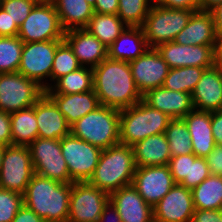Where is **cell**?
Returning a JSON list of instances; mask_svg holds the SVG:
<instances>
[{
    "label": "cell",
    "mask_w": 222,
    "mask_h": 222,
    "mask_svg": "<svg viewBox=\"0 0 222 222\" xmlns=\"http://www.w3.org/2000/svg\"><path fill=\"white\" fill-rule=\"evenodd\" d=\"M93 89L100 105L118 110L142 100L131 74L130 64L106 58L93 68Z\"/></svg>",
    "instance_id": "cell-1"
},
{
    "label": "cell",
    "mask_w": 222,
    "mask_h": 222,
    "mask_svg": "<svg viewBox=\"0 0 222 222\" xmlns=\"http://www.w3.org/2000/svg\"><path fill=\"white\" fill-rule=\"evenodd\" d=\"M72 183L34 174L23 194L24 205L45 222H67Z\"/></svg>",
    "instance_id": "cell-2"
},
{
    "label": "cell",
    "mask_w": 222,
    "mask_h": 222,
    "mask_svg": "<svg viewBox=\"0 0 222 222\" xmlns=\"http://www.w3.org/2000/svg\"><path fill=\"white\" fill-rule=\"evenodd\" d=\"M135 169L133 147L119 143L102 149L98 164L88 182L110 195L132 184Z\"/></svg>",
    "instance_id": "cell-3"
},
{
    "label": "cell",
    "mask_w": 222,
    "mask_h": 222,
    "mask_svg": "<svg viewBox=\"0 0 222 222\" xmlns=\"http://www.w3.org/2000/svg\"><path fill=\"white\" fill-rule=\"evenodd\" d=\"M120 110L100 105L70 126V133L101 149L120 143Z\"/></svg>",
    "instance_id": "cell-4"
},
{
    "label": "cell",
    "mask_w": 222,
    "mask_h": 222,
    "mask_svg": "<svg viewBox=\"0 0 222 222\" xmlns=\"http://www.w3.org/2000/svg\"><path fill=\"white\" fill-rule=\"evenodd\" d=\"M170 120L164 112L149 107L141 100L120 110V143L132 147L151 135L165 133Z\"/></svg>",
    "instance_id": "cell-5"
},
{
    "label": "cell",
    "mask_w": 222,
    "mask_h": 222,
    "mask_svg": "<svg viewBox=\"0 0 222 222\" xmlns=\"http://www.w3.org/2000/svg\"><path fill=\"white\" fill-rule=\"evenodd\" d=\"M193 10L151 5L141 28L149 48L174 40L187 25Z\"/></svg>",
    "instance_id": "cell-6"
},
{
    "label": "cell",
    "mask_w": 222,
    "mask_h": 222,
    "mask_svg": "<svg viewBox=\"0 0 222 222\" xmlns=\"http://www.w3.org/2000/svg\"><path fill=\"white\" fill-rule=\"evenodd\" d=\"M45 89L20 72L0 74V110L12 113L33 106Z\"/></svg>",
    "instance_id": "cell-7"
},
{
    "label": "cell",
    "mask_w": 222,
    "mask_h": 222,
    "mask_svg": "<svg viewBox=\"0 0 222 222\" xmlns=\"http://www.w3.org/2000/svg\"><path fill=\"white\" fill-rule=\"evenodd\" d=\"M28 148L35 174L60 183H73L62 155L60 139L37 137Z\"/></svg>",
    "instance_id": "cell-8"
},
{
    "label": "cell",
    "mask_w": 222,
    "mask_h": 222,
    "mask_svg": "<svg viewBox=\"0 0 222 222\" xmlns=\"http://www.w3.org/2000/svg\"><path fill=\"white\" fill-rule=\"evenodd\" d=\"M60 147L71 181H89L98 164L102 149L73 136L71 133L60 139Z\"/></svg>",
    "instance_id": "cell-9"
},
{
    "label": "cell",
    "mask_w": 222,
    "mask_h": 222,
    "mask_svg": "<svg viewBox=\"0 0 222 222\" xmlns=\"http://www.w3.org/2000/svg\"><path fill=\"white\" fill-rule=\"evenodd\" d=\"M34 174L28 146L8 145L4 147L0 188L24 194Z\"/></svg>",
    "instance_id": "cell-10"
},
{
    "label": "cell",
    "mask_w": 222,
    "mask_h": 222,
    "mask_svg": "<svg viewBox=\"0 0 222 222\" xmlns=\"http://www.w3.org/2000/svg\"><path fill=\"white\" fill-rule=\"evenodd\" d=\"M62 28L54 4L37 3L20 25L18 37L24 42L64 40Z\"/></svg>",
    "instance_id": "cell-11"
},
{
    "label": "cell",
    "mask_w": 222,
    "mask_h": 222,
    "mask_svg": "<svg viewBox=\"0 0 222 222\" xmlns=\"http://www.w3.org/2000/svg\"><path fill=\"white\" fill-rule=\"evenodd\" d=\"M109 194L86 182H73L67 222H98Z\"/></svg>",
    "instance_id": "cell-12"
},
{
    "label": "cell",
    "mask_w": 222,
    "mask_h": 222,
    "mask_svg": "<svg viewBox=\"0 0 222 222\" xmlns=\"http://www.w3.org/2000/svg\"><path fill=\"white\" fill-rule=\"evenodd\" d=\"M63 41L50 40L24 43L18 72L28 79L34 80L46 90L47 85L41 80L45 77H50L51 80L56 50Z\"/></svg>",
    "instance_id": "cell-13"
},
{
    "label": "cell",
    "mask_w": 222,
    "mask_h": 222,
    "mask_svg": "<svg viewBox=\"0 0 222 222\" xmlns=\"http://www.w3.org/2000/svg\"><path fill=\"white\" fill-rule=\"evenodd\" d=\"M168 165L136 167L132 185L152 208L175 185Z\"/></svg>",
    "instance_id": "cell-14"
},
{
    "label": "cell",
    "mask_w": 222,
    "mask_h": 222,
    "mask_svg": "<svg viewBox=\"0 0 222 222\" xmlns=\"http://www.w3.org/2000/svg\"><path fill=\"white\" fill-rule=\"evenodd\" d=\"M215 45H180L174 41L156 47L169 68L214 66Z\"/></svg>",
    "instance_id": "cell-15"
},
{
    "label": "cell",
    "mask_w": 222,
    "mask_h": 222,
    "mask_svg": "<svg viewBox=\"0 0 222 222\" xmlns=\"http://www.w3.org/2000/svg\"><path fill=\"white\" fill-rule=\"evenodd\" d=\"M129 64L135 85L141 95L151 89L162 87L170 69L156 48H148Z\"/></svg>",
    "instance_id": "cell-16"
},
{
    "label": "cell",
    "mask_w": 222,
    "mask_h": 222,
    "mask_svg": "<svg viewBox=\"0 0 222 222\" xmlns=\"http://www.w3.org/2000/svg\"><path fill=\"white\" fill-rule=\"evenodd\" d=\"M194 211L192 191L175 184L153 207V219L158 222H191Z\"/></svg>",
    "instance_id": "cell-17"
},
{
    "label": "cell",
    "mask_w": 222,
    "mask_h": 222,
    "mask_svg": "<svg viewBox=\"0 0 222 222\" xmlns=\"http://www.w3.org/2000/svg\"><path fill=\"white\" fill-rule=\"evenodd\" d=\"M109 202L117 209L121 222H150L153 208L130 184L109 195Z\"/></svg>",
    "instance_id": "cell-18"
},
{
    "label": "cell",
    "mask_w": 222,
    "mask_h": 222,
    "mask_svg": "<svg viewBox=\"0 0 222 222\" xmlns=\"http://www.w3.org/2000/svg\"><path fill=\"white\" fill-rule=\"evenodd\" d=\"M64 41L82 67L88 64L93 69L108 58V48L85 28L66 31Z\"/></svg>",
    "instance_id": "cell-19"
},
{
    "label": "cell",
    "mask_w": 222,
    "mask_h": 222,
    "mask_svg": "<svg viewBox=\"0 0 222 222\" xmlns=\"http://www.w3.org/2000/svg\"><path fill=\"white\" fill-rule=\"evenodd\" d=\"M142 101L149 107L164 112L171 119L185 117L194 109L190 93L158 87L142 95Z\"/></svg>",
    "instance_id": "cell-20"
},
{
    "label": "cell",
    "mask_w": 222,
    "mask_h": 222,
    "mask_svg": "<svg viewBox=\"0 0 222 222\" xmlns=\"http://www.w3.org/2000/svg\"><path fill=\"white\" fill-rule=\"evenodd\" d=\"M195 110L218 111L222 102V69L206 68L191 94Z\"/></svg>",
    "instance_id": "cell-21"
},
{
    "label": "cell",
    "mask_w": 222,
    "mask_h": 222,
    "mask_svg": "<svg viewBox=\"0 0 222 222\" xmlns=\"http://www.w3.org/2000/svg\"><path fill=\"white\" fill-rule=\"evenodd\" d=\"M36 119L39 138L62 139L70 134L66 118L46 93L36 102Z\"/></svg>",
    "instance_id": "cell-22"
},
{
    "label": "cell",
    "mask_w": 222,
    "mask_h": 222,
    "mask_svg": "<svg viewBox=\"0 0 222 222\" xmlns=\"http://www.w3.org/2000/svg\"><path fill=\"white\" fill-rule=\"evenodd\" d=\"M217 33L211 11H194L186 27L174 38L180 45H215Z\"/></svg>",
    "instance_id": "cell-23"
},
{
    "label": "cell",
    "mask_w": 222,
    "mask_h": 222,
    "mask_svg": "<svg viewBox=\"0 0 222 222\" xmlns=\"http://www.w3.org/2000/svg\"><path fill=\"white\" fill-rule=\"evenodd\" d=\"M191 136L193 153L205 158L216 145L211 127V112L193 109L182 118Z\"/></svg>",
    "instance_id": "cell-24"
},
{
    "label": "cell",
    "mask_w": 222,
    "mask_h": 222,
    "mask_svg": "<svg viewBox=\"0 0 222 222\" xmlns=\"http://www.w3.org/2000/svg\"><path fill=\"white\" fill-rule=\"evenodd\" d=\"M46 94L55 102L70 126L100 106L94 89L76 94Z\"/></svg>",
    "instance_id": "cell-25"
},
{
    "label": "cell",
    "mask_w": 222,
    "mask_h": 222,
    "mask_svg": "<svg viewBox=\"0 0 222 222\" xmlns=\"http://www.w3.org/2000/svg\"><path fill=\"white\" fill-rule=\"evenodd\" d=\"M136 167L165 166L171 152L165 133L151 135L132 146Z\"/></svg>",
    "instance_id": "cell-26"
},
{
    "label": "cell",
    "mask_w": 222,
    "mask_h": 222,
    "mask_svg": "<svg viewBox=\"0 0 222 222\" xmlns=\"http://www.w3.org/2000/svg\"><path fill=\"white\" fill-rule=\"evenodd\" d=\"M148 48L143 29L127 26L108 48V58L130 62L140 57Z\"/></svg>",
    "instance_id": "cell-27"
},
{
    "label": "cell",
    "mask_w": 222,
    "mask_h": 222,
    "mask_svg": "<svg viewBox=\"0 0 222 222\" xmlns=\"http://www.w3.org/2000/svg\"><path fill=\"white\" fill-rule=\"evenodd\" d=\"M54 6L65 32L86 28L94 15L93 6L85 0H56Z\"/></svg>",
    "instance_id": "cell-28"
},
{
    "label": "cell",
    "mask_w": 222,
    "mask_h": 222,
    "mask_svg": "<svg viewBox=\"0 0 222 222\" xmlns=\"http://www.w3.org/2000/svg\"><path fill=\"white\" fill-rule=\"evenodd\" d=\"M12 145L28 146L38 137L36 103L10 113Z\"/></svg>",
    "instance_id": "cell-29"
},
{
    "label": "cell",
    "mask_w": 222,
    "mask_h": 222,
    "mask_svg": "<svg viewBox=\"0 0 222 222\" xmlns=\"http://www.w3.org/2000/svg\"><path fill=\"white\" fill-rule=\"evenodd\" d=\"M195 209H222V175H209L192 190Z\"/></svg>",
    "instance_id": "cell-30"
},
{
    "label": "cell",
    "mask_w": 222,
    "mask_h": 222,
    "mask_svg": "<svg viewBox=\"0 0 222 222\" xmlns=\"http://www.w3.org/2000/svg\"><path fill=\"white\" fill-rule=\"evenodd\" d=\"M126 27L117 15L94 12L85 29L109 48Z\"/></svg>",
    "instance_id": "cell-31"
},
{
    "label": "cell",
    "mask_w": 222,
    "mask_h": 222,
    "mask_svg": "<svg viewBox=\"0 0 222 222\" xmlns=\"http://www.w3.org/2000/svg\"><path fill=\"white\" fill-rule=\"evenodd\" d=\"M55 86L47 84L45 93L76 94L93 90V69L86 66L58 78ZM55 88V89H54Z\"/></svg>",
    "instance_id": "cell-32"
},
{
    "label": "cell",
    "mask_w": 222,
    "mask_h": 222,
    "mask_svg": "<svg viewBox=\"0 0 222 222\" xmlns=\"http://www.w3.org/2000/svg\"><path fill=\"white\" fill-rule=\"evenodd\" d=\"M205 68L181 67L170 68L162 87L192 94Z\"/></svg>",
    "instance_id": "cell-33"
},
{
    "label": "cell",
    "mask_w": 222,
    "mask_h": 222,
    "mask_svg": "<svg viewBox=\"0 0 222 222\" xmlns=\"http://www.w3.org/2000/svg\"><path fill=\"white\" fill-rule=\"evenodd\" d=\"M171 157L193 153L191 136L182 118L171 119L165 130Z\"/></svg>",
    "instance_id": "cell-34"
},
{
    "label": "cell",
    "mask_w": 222,
    "mask_h": 222,
    "mask_svg": "<svg viewBox=\"0 0 222 222\" xmlns=\"http://www.w3.org/2000/svg\"><path fill=\"white\" fill-rule=\"evenodd\" d=\"M23 44L18 36H0V74L18 71Z\"/></svg>",
    "instance_id": "cell-35"
},
{
    "label": "cell",
    "mask_w": 222,
    "mask_h": 222,
    "mask_svg": "<svg viewBox=\"0 0 222 222\" xmlns=\"http://www.w3.org/2000/svg\"><path fill=\"white\" fill-rule=\"evenodd\" d=\"M149 0H119L117 16L130 27H141L151 6Z\"/></svg>",
    "instance_id": "cell-36"
},
{
    "label": "cell",
    "mask_w": 222,
    "mask_h": 222,
    "mask_svg": "<svg viewBox=\"0 0 222 222\" xmlns=\"http://www.w3.org/2000/svg\"><path fill=\"white\" fill-rule=\"evenodd\" d=\"M80 67L82 66L74 55L72 49L65 41H63L56 50L52 65L51 80L56 81L58 78H61Z\"/></svg>",
    "instance_id": "cell-37"
},
{
    "label": "cell",
    "mask_w": 222,
    "mask_h": 222,
    "mask_svg": "<svg viewBox=\"0 0 222 222\" xmlns=\"http://www.w3.org/2000/svg\"><path fill=\"white\" fill-rule=\"evenodd\" d=\"M209 175L210 171L205 158L197 157L191 153L189 154L188 176L183 179L180 185L192 190Z\"/></svg>",
    "instance_id": "cell-38"
},
{
    "label": "cell",
    "mask_w": 222,
    "mask_h": 222,
    "mask_svg": "<svg viewBox=\"0 0 222 222\" xmlns=\"http://www.w3.org/2000/svg\"><path fill=\"white\" fill-rule=\"evenodd\" d=\"M23 205V194L0 188V222H12Z\"/></svg>",
    "instance_id": "cell-39"
},
{
    "label": "cell",
    "mask_w": 222,
    "mask_h": 222,
    "mask_svg": "<svg viewBox=\"0 0 222 222\" xmlns=\"http://www.w3.org/2000/svg\"><path fill=\"white\" fill-rule=\"evenodd\" d=\"M37 4L35 0H1L0 7L4 9L12 20L20 25L29 16L30 12Z\"/></svg>",
    "instance_id": "cell-40"
},
{
    "label": "cell",
    "mask_w": 222,
    "mask_h": 222,
    "mask_svg": "<svg viewBox=\"0 0 222 222\" xmlns=\"http://www.w3.org/2000/svg\"><path fill=\"white\" fill-rule=\"evenodd\" d=\"M168 166L174 182L180 184L188 176L189 154L171 157Z\"/></svg>",
    "instance_id": "cell-41"
},
{
    "label": "cell",
    "mask_w": 222,
    "mask_h": 222,
    "mask_svg": "<svg viewBox=\"0 0 222 222\" xmlns=\"http://www.w3.org/2000/svg\"><path fill=\"white\" fill-rule=\"evenodd\" d=\"M152 4L172 9L200 10V0H151Z\"/></svg>",
    "instance_id": "cell-42"
},
{
    "label": "cell",
    "mask_w": 222,
    "mask_h": 222,
    "mask_svg": "<svg viewBox=\"0 0 222 222\" xmlns=\"http://www.w3.org/2000/svg\"><path fill=\"white\" fill-rule=\"evenodd\" d=\"M205 160L211 175H222V145H215Z\"/></svg>",
    "instance_id": "cell-43"
},
{
    "label": "cell",
    "mask_w": 222,
    "mask_h": 222,
    "mask_svg": "<svg viewBox=\"0 0 222 222\" xmlns=\"http://www.w3.org/2000/svg\"><path fill=\"white\" fill-rule=\"evenodd\" d=\"M10 113L0 110V146L12 145Z\"/></svg>",
    "instance_id": "cell-44"
},
{
    "label": "cell",
    "mask_w": 222,
    "mask_h": 222,
    "mask_svg": "<svg viewBox=\"0 0 222 222\" xmlns=\"http://www.w3.org/2000/svg\"><path fill=\"white\" fill-rule=\"evenodd\" d=\"M18 32V25L9 16V13L0 7V36H17Z\"/></svg>",
    "instance_id": "cell-45"
},
{
    "label": "cell",
    "mask_w": 222,
    "mask_h": 222,
    "mask_svg": "<svg viewBox=\"0 0 222 222\" xmlns=\"http://www.w3.org/2000/svg\"><path fill=\"white\" fill-rule=\"evenodd\" d=\"M191 222H222V209L202 210L195 209Z\"/></svg>",
    "instance_id": "cell-46"
},
{
    "label": "cell",
    "mask_w": 222,
    "mask_h": 222,
    "mask_svg": "<svg viewBox=\"0 0 222 222\" xmlns=\"http://www.w3.org/2000/svg\"><path fill=\"white\" fill-rule=\"evenodd\" d=\"M119 0H96L93 9L99 14L117 15Z\"/></svg>",
    "instance_id": "cell-47"
},
{
    "label": "cell",
    "mask_w": 222,
    "mask_h": 222,
    "mask_svg": "<svg viewBox=\"0 0 222 222\" xmlns=\"http://www.w3.org/2000/svg\"><path fill=\"white\" fill-rule=\"evenodd\" d=\"M211 127L216 145H222V113L211 112Z\"/></svg>",
    "instance_id": "cell-48"
},
{
    "label": "cell",
    "mask_w": 222,
    "mask_h": 222,
    "mask_svg": "<svg viewBox=\"0 0 222 222\" xmlns=\"http://www.w3.org/2000/svg\"><path fill=\"white\" fill-rule=\"evenodd\" d=\"M12 222H45V220L23 205L13 218Z\"/></svg>",
    "instance_id": "cell-49"
},
{
    "label": "cell",
    "mask_w": 222,
    "mask_h": 222,
    "mask_svg": "<svg viewBox=\"0 0 222 222\" xmlns=\"http://www.w3.org/2000/svg\"><path fill=\"white\" fill-rule=\"evenodd\" d=\"M109 212L113 213V216L110 217L113 219L112 222H121V218L117 212V209L110 202L104 207L103 212H102L98 222H105L107 219H109L108 218L109 216L107 215V214H110ZM106 222H109V221H106Z\"/></svg>",
    "instance_id": "cell-50"
},
{
    "label": "cell",
    "mask_w": 222,
    "mask_h": 222,
    "mask_svg": "<svg viewBox=\"0 0 222 222\" xmlns=\"http://www.w3.org/2000/svg\"><path fill=\"white\" fill-rule=\"evenodd\" d=\"M215 24V30L217 35L222 33V3L216 5L210 10Z\"/></svg>",
    "instance_id": "cell-51"
},
{
    "label": "cell",
    "mask_w": 222,
    "mask_h": 222,
    "mask_svg": "<svg viewBox=\"0 0 222 222\" xmlns=\"http://www.w3.org/2000/svg\"><path fill=\"white\" fill-rule=\"evenodd\" d=\"M214 65L222 69V33L217 35L214 47Z\"/></svg>",
    "instance_id": "cell-52"
},
{
    "label": "cell",
    "mask_w": 222,
    "mask_h": 222,
    "mask_svg": "<svg viewBox=\"0 0 222 222\" xmlns=\"http://www.w3.org/2000/svg\"><path fill=\"white\" fill-rule=\"evenodd\" d=\"M220 3H222V0H200V10L210 11Z\"/></svg>",
    "instance_id": "cell-53"
},
{
    "label": "cell",
    "mask_w": 222,
    "mask_h": 222,
    "mask_svg": "<svg viewBox=\"0 0 222 222\" xmlns=\"http://www.w3.org/2000/svg\"><path fill=\"white\" fill-rule=\"evenodd\" d=\"M37 3H42V4H54L56 0H35Z\"/></svg>",
    "instance_id": "cell-54"
},
{
    "label": "cell",
    "mask_w": 222,
    "mask_h": 222,
    "mask_svg": "<svg viewBox=\"0 0 222 222\" xmlns=\"http://www.w3.org/2000/svg\"><path fill=\"white\" fill-rule=\"evenodd\" d=\"M3 151H4V147L0 146V170L2 166Z\"/></svg>",
    "instance_id": "cell-55"
},
{
    "label": "cell",
    "mask_w": 222,
    "mask_h": 222,
    "mask_svg": "<svg viewBox=\"0 0 222 222\" xmlns=\"http://www.w3.org/2000/svg\"><path fill=\"white\" fill-rule=\"evenodd\" d=\"M87 3L91 4L92 6H94L96 0H85Z\"/></svg>",
    "instance_id": "cell-56"
},
{
    "label": "cell",
    "mask_w": 222,
    "mask_h": 222,
    "mask_svg": "<svg viewBox=\"0 0 222 222\" xmlns=\"http://www.w3.org/2000/svg\"><path fill=\"white\" fill-rule=\"evenodd\" d=\"M218 112L222 113V102H221V105H220V107L218 109Z\"/></svg>",
    "instance_id": "cell-57"
}]
</instances>
